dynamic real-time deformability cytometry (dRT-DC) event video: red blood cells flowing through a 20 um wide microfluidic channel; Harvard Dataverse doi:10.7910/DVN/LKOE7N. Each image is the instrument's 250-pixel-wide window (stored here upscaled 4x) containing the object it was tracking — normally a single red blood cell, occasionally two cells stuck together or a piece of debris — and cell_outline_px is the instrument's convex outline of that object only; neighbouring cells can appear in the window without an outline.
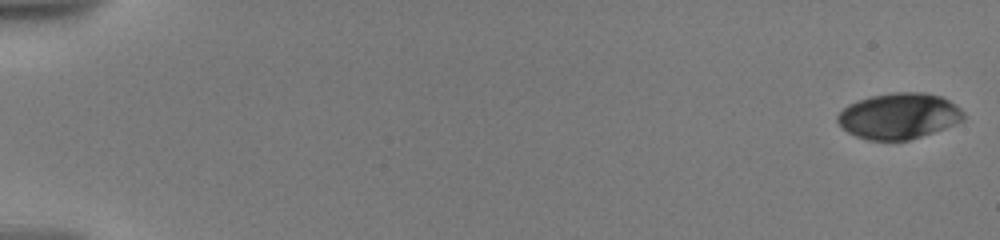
{"species": "human", "species_latin": "Homo sapiens", "temperature_condition": "warm", "stored_images_in_passage": 31, "camera_frame_rate_fps": 3000, "um_per_image_px": 0.085, "donor": {"sex": "male"}, "frame": {"image": 1, "passage_image": 1, "time_ms": 0.0, "image_size_px": [1000, 240], "cell_outline_px": [[964, 120], [956, 124], [908, 140], [868, 140], [856, 136], [848, 132], [836, 120], [836, 116], [848, 104], [872, 96], [896, 92], [924, 92], [940, 96], [948, 100], [960, 108], [964, 112]], "centroid_in_image_um": [76.41, 9.86], "position_along_channel_um": 8.6, "area_um2": 33.41}}
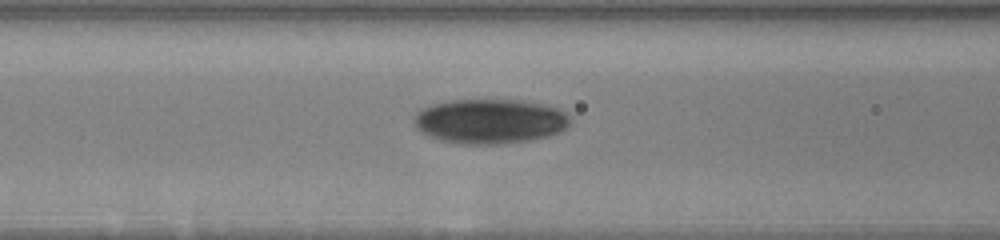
{"frame": {"image": 2, "passage_image": 26, "time_ms": 8.333, "image_size_px": [1000, 240], "cell_outline_px": [[572, 120], [560, 132], [548, 136], [528, 140], [496, 144], [464, 144], [440, 140], [428, 136], [420, 132], [416, 128], [412, 120], [416, 112], [420, 108], [432, 104], [452, 100], [524, 100], [544, 104], [560, 108], [572, 116]], "centroid_in_image_um": [41.64, 10.29], "position_along_channel_um": 125.0, "area_um2": 41.1}}
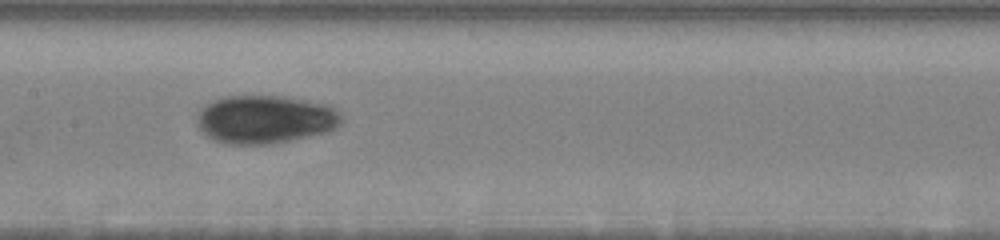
{"frame": {"image": 3, "passage_image": 30, "time_ms": 10.0, "image_size_px": [1000, 240], "cell_outline_px": [[340, 124], [328, 132], [272, 144], [228, 144], [216, 140], [208, 136], [196, 124], [196, 116], [204, 104], [212, 100], [224, 96], [284, 96], [308, 100], [328, 104], [336, 108], [340, 112]], "centroid_in_image_um": [22.53, 10.13], "position_along_channel_um": 184.9, "area_um2": 40.86}}